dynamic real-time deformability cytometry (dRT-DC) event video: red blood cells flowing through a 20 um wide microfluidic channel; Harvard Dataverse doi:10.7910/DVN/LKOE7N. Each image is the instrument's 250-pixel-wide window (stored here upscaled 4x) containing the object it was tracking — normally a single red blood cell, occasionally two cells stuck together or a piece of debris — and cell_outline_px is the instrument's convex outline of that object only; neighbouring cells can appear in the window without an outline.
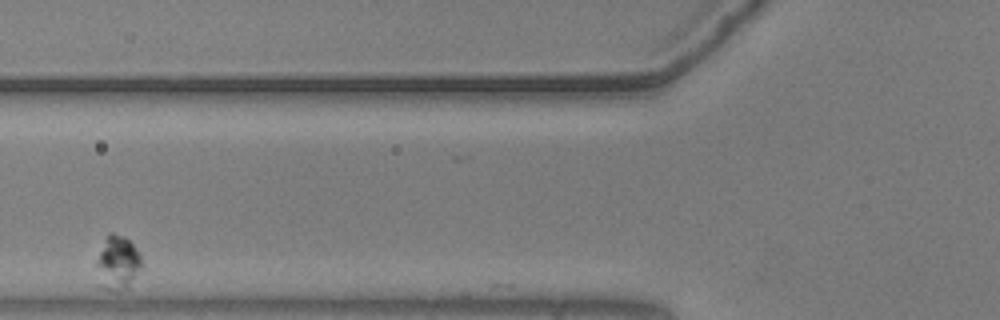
{"species": "common noctule bat (a hibernating species)", "species_latin": "Nyctalus noctula", "temperature_condition": "warm", "stored_images_in_passage": 27, "camera_frame_rate_fps": 3000, "um_per_image_px": 0.085, "animal": {"sex": "male", "body_mass_g": 20.5, "forearm_length_mm": 52.5}, "frame": {"image": 1, "passage_image": 2, "time_ms": 0.333, "image_size_px": [1000, 320], "cell_outline_px": [[144, 268], [128, 288], [120, 292], [108, 292], [100, 288], [96, 264], [96, 260], [108, 232], [112, 232], [124, 236], [136, 248], [144, 264]], "centroid_in_image_um": [10.02, 22.41], "position_along_channel_um": 115.8, "area_um2": 14.85}}
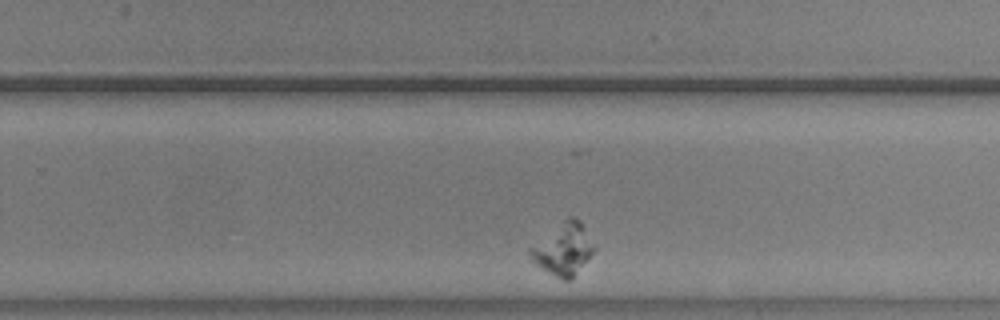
{"frame": {"image": 2, "passage_image": 19, "time_ms": 6.0, "image_size_px": [1000, 320], "cell_outline_px": [[596, 248], [572, 276], [568, 280], [564, 280], [556, 276], [536, 264], [532, 260], [528, 252], [528, 248], [568, 216], [572, 216], [580, 220]], "centroid_in_image_um": [47.86, 21.13], "position_along_channel_um": 281.9, "area_um2": 18.67}}
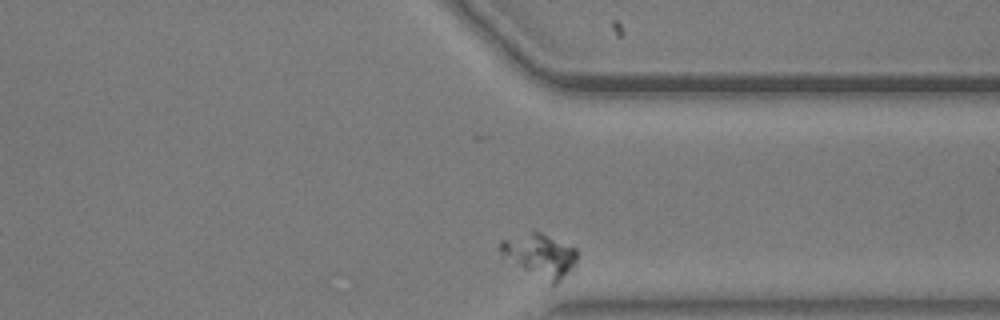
{"frame": {"image": 3, "passage_image": 27, "time_ms": 8.667, "image_size_px": [1000, 320], "cell_outline_px": [[576, 264], [556, 284], [552, 284], [500, 256], [500, 240], [532, 228], [576, 248]], "centroid_in_image_um": [45.85, 21.64], "position_along_channel_um": 365.6, "area_um2": 19.48}}